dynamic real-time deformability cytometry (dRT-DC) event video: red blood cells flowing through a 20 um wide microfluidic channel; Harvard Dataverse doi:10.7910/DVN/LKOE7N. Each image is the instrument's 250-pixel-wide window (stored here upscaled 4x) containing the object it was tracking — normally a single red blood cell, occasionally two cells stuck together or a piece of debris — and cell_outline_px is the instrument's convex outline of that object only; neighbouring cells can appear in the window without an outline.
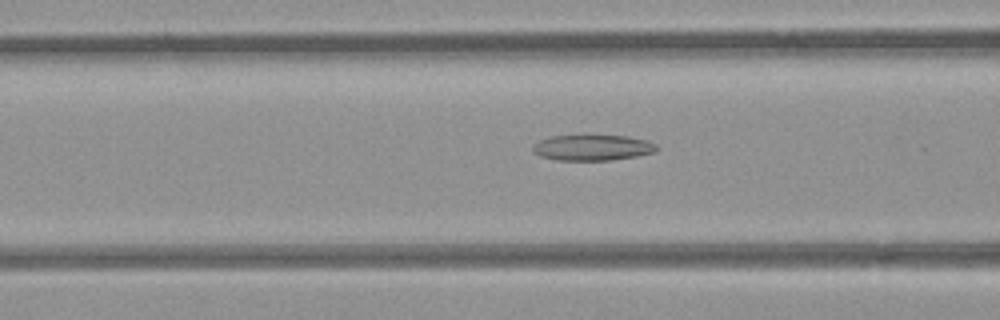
{"species": "common noctule bat (a hibernating species)", "species_latin": "Nyctalus noctula", "temperature_condition": "room temperature", "stored_images_in_passage": 34, "camera_frame_rate_fps": 3000, "um_per_image_px": 0.085, "animal": {"sex": "female", "body_mass_g": 21.9}, "frame": {"image": 1, "passage_image": 8, "time_ms": 2.333, "image_size_px": [1000, 320], "cell_outline_px": [[660, 148], [656, 152], [636, 156], [612, 160], [556, 160], [540, 156], [532, 152], [532, 144], [548, 136], [584, 132], [628, 136], [648, 140], [656, 144]], "centroid_in_image_um": [50.34, 12.49], "position_along_channel_um": 116.3, "area_um2": 19.88}}
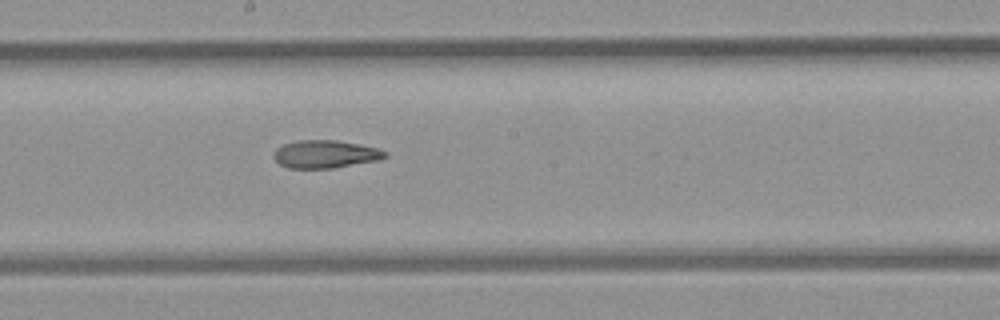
{"frame": {"image": 2, "passage_image": 16, "time_ms": 5.0, "image_size_px": [1000, 320], "cell_outline_px": [[388, 156], [376, 160], [332, 168], [288, 168], [280, 164], [272, 156], [276, 148], [284, 144], [296, 140], [336, 140], [376, 148], [388, 152]], "centroid_in_image_um": [27.61, 13.1], "position_along_channel_um": 220.6, "area_um2": 17.86}}
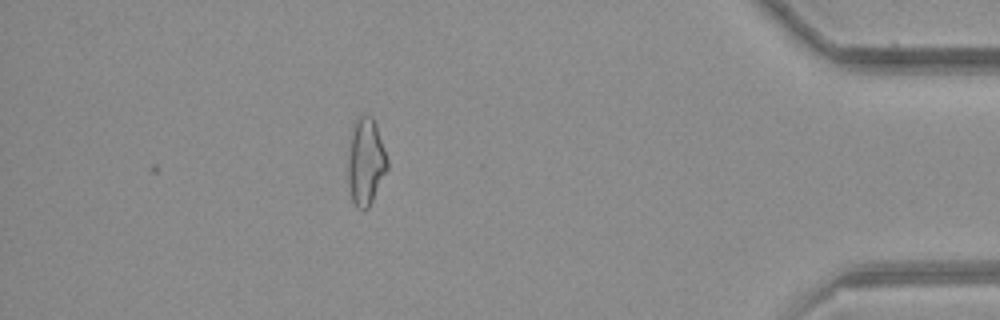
{"frame": {"image": 3, "passage_image": 34, "time_ms": 11.0, "image_size_px": [1000, 320], "cell_outline_px": [[388, 168], [368, 208], [360, 208], [352, 200], [348, 184], [348, 152], [352, 128], [356, 120], [364, 112], [372, 116], [376, 124], [388, 160]], "centroid_in_image_um": [31.08, 13.68], "position_along_channel_um": 404.1, "area_um2": 19.83}, "authors_computed_cell_mechanics": {"area_um2": 18.0625, "velocity_mm_per_s": 3.8922, "shape_relaxation_time_tau1_ms": null, "shape_relaxation_time_tau2_ms": 6.2728, "deformation_change_tau1": null, "deformation_change_tau2": 0.172}}